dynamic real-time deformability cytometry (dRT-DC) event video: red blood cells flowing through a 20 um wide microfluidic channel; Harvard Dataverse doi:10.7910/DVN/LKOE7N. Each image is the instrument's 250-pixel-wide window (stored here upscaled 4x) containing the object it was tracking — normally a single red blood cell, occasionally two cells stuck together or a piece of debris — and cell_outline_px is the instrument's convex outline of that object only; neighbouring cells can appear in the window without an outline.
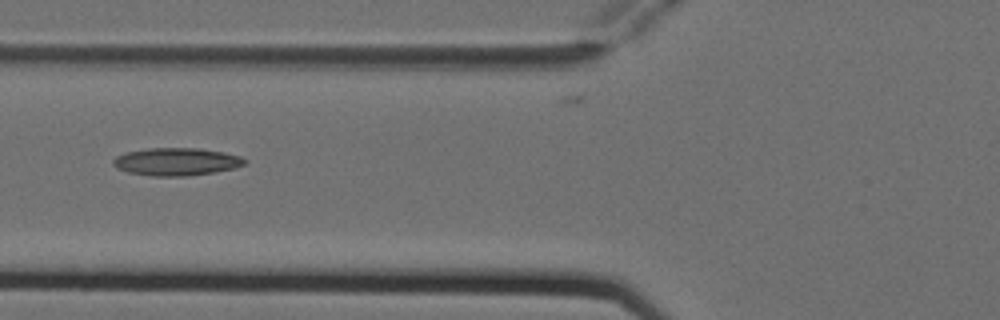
{"species": "Egyptian fruit bat (a non-hibernating species)", "species_latin": "Rousettus aegyptiacus", "temperature_condition": "cold", "stored_images_in_passage": 8, "camera_frame_rate_fps": 3000, "um_per_image_px": 0.085, "animal": {"sex": "female"}, "frame": {"image": 1, "passage_image": 6, "time_ms": 1.667, "image_size_px": [1000, 320], "cell_outline_px": [[248, 160], [244, 164], [232, 168], [212, 172], [188, 176], [152, 176], [128, 172], [116, 168], [112, 164], [112, 160], [116, 156], [124, 152], [148, 148], [200, 148], [224, 152], [240, 156]], "centroid_in_image_um": [14.95, 13.73], "position_along_channel_um": 110.9, "area_um2": 21.27}}
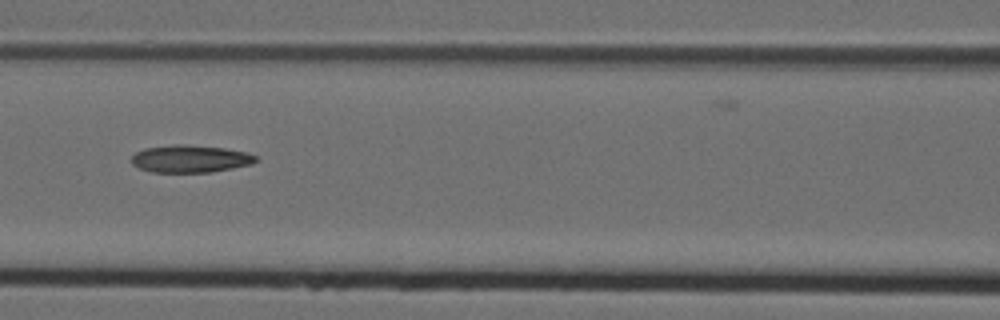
{"frame": {"image": 2, "passage_image": 7, "time_ms": 2.0, "image_size_px": [1000, 320], "cell_outline_px": [[256, 160], [252, 164], [212, 172], [152, 172], [140, 168], [132, 164], [132, 156], [136, 152], [144, 148], [176, 144], [184, 144], [224, 148], [248, 152], [256, 156]], "centroid_in_image_um": [16.17, 13.49], "position_along_channel_um": 150.4, "area_um2": 19.83}}